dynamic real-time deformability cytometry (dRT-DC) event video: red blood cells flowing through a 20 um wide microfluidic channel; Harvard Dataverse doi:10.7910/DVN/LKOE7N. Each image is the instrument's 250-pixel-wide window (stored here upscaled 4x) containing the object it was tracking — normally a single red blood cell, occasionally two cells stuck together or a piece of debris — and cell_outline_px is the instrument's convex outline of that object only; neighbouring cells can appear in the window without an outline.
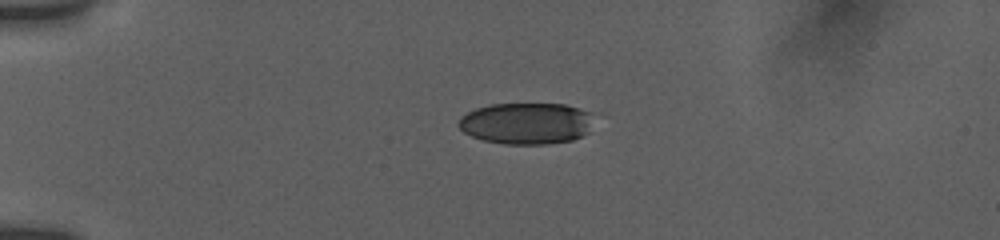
{"species": "human", "species_latin": "Homo sapiens", "temperature_condition": "room temperature", "stored_images_in_passage": 10, "camera_frame_rate_fps": 3000, "um_per_image_px": 0.085, "donor": {"sex": "female"}, "frame": {"image": 1, "passage_image": 1, "time_ms": 0.0, "image_size_px": [1000, 240], "cell_outline_px": [[592, 112], [588, 132], [572, 140], [548, 144], [504, 144], [484, 140], [472, 136], [464, 132], [456, 124], [460, 116], [476, 108], [488, 104], [564, 104]], "centroid_in_image_um": [44.7, 10.48], "position_along_channel_um": 40.3, "area_um2": 32.71}}
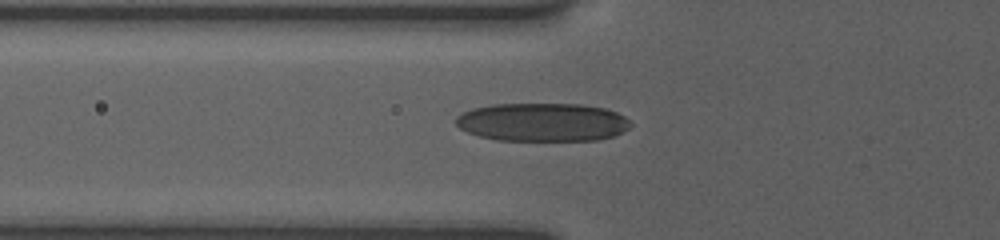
{"frame": {"image": 2, "passage_image": 8, "time_ms": 2.333, "image_size_px": [1000, 240], "cell_outline_px": [[632, 124], [628, 128], [612, 136], [596, 140], [496, 140], [480, 136], [468, 132], [460, 128], [456, 124], [456, 116], [460, 112], [472, 108], [492, 104], [580, 104], [604, 108], [616, 112], [624, 116]], "centroid_in_image_um": [46.07, 10.37], "position_along_channel_um": 79.7, "area_um2": 39.02}}